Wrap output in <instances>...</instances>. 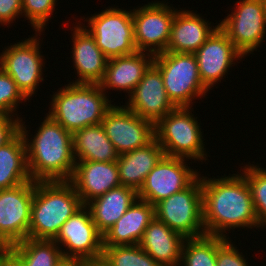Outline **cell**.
Listing matches in <instances>:
<instances>
[{
  "mask_svg": "<svg viewBox=\"0 0 266 266\" xmlns=\"http://www.w3.org/2000/svg\"><path fill=\"white\" fill-rule=\"evenodd\" d=\"M185 239L154 218L145 229L139 246L161 266H179Z\"/></svg>",
  "mask_w": 266,
  "mask_h": 266,
  "instance_id": "603a6c76",
  "label": "cell"
},
{
  "mask_svg": "<svg viewBox=\"0 0 266 266\" xmlns=\"http://www.w3.org/2000/svg\"><path fill=\"white\" fill-rule=\"evenodd\" d=\"M166 1H152L132 9L137 51L153 55L166 52L172 22L178 9Z\"/></svg>",
  "mask_w": 266,
  "mask_h": 266,
  "instance_id": "8fae6325",
  "label": "cell"
},
{
  "mask_svg": "<svg viewBox=\"0 0 266 266\" xmlns=\"http://www.w3.org/2000/svg\"><path fill=\"white\" fill-rule=\"evenodd\" d=\"M153 59V54L141 51L108 59L105 75L99 83L101 89L104 92L108 89L126 91L129 96L153 63Z\"/></svg>",
  "mask_w": 266,
  "mask_h": 266,
  "instance_id": "44dd1931",
  "label": "cell"
},
{
  "mask_svg": "<svg viewBox=\"0 0 266 266\" xmlns=\"http://www.w3.org/2000/svg\"><path fill=\"white\" fill-rule=\"evenodd\" d=\"M101 257L109 266H161L139 244L103 246Z\"/></svg>",
  "mask_w": 266,
  "mask_h": 266,
  "instance_id": "f546056e",
  "label": "cell"
},
{
  "mask_svg": "<svg viewBox=\"0 0 266 266\" xmlns=\"http://www.w3.org/2000/svg\"><path fill=\"white\" fill-rule=\"evenodd\" d=\"M85 261L81 258L62 257L56 266H85Z\"/></svg>",
  "mask_w": 266,
  "mask_h": 266,
  "instance_id": "74e56055",
  "label": "cell"
},
{
  "mask_svg": "<svg viewBox=\"0 0 266 266\" xmlns=\"http://www.w3.org/2000/svg\"><path fill=\"white\" fill-rule=\"evenodd\" d=\"M26 144L19 131L8 143L0 147V190L29 182Z\"/></svg>",
  "mask_w": 266,
  "mask_h": 266,
  "instance_id": "4316f807",
  "label": "cell"
},
{
  "mask_svg": "<svg viewBox=\"0 0 266 266\" xmlns=\"http://www.w3.org/2000/svg\"><path fill=\"white\" fill-rule=\"evenodd\" d=\"M73 25L72 62L76 69L77 80L71 83L99 84L105 75L108 58L96 45L93 36L80 21Z\"/></svg>",
  "mask_w": 266,
  "mask_h": 266,
  "instance_id": "ac0fdd59",
  "label": "cell"
},
{
  "mask_svg": "<svg viewBox=\"0 0 266 266\" xmlns=\"http://www.w3.org/2000/svg\"><path fill=\"white\" fill-rule=\"evenodd\" d=\"M193 10H177L172 22L167 52L195 53L219 27ZM213 27V28H212Z\"/></svg>",
  "mask_w": 266,
  "mask_h": 266,
  "instance_id": "ffe728a7",
  "label": "cell"
},
{
  "mask_svg": "<svg viewBox=\"0 0 266 266\" xmlns=\"http://www.w3.org/2000/svg\"><path fill=\"white\" fill-rule=\"evenodd\" d=\"M108 7L89 18H83L88 26L81 24L93 36L96 45L108 59L136 53L132 9L126 11Z\"/></svg>",
  "mask_w": 266,
  "mask_h": 266,
  "instance_id": "ba28073f",
  "label": "cell"
},
{
  "mask_svg": "<svg viewBox=\"0 0 266 266\" xmlns=\"http://www.w3.org/2000/svg\"><path fill=\"white\" fill-rule=\"evenodd\" d=\"M127 97L125 107L154 124L177 108L167 95L160 70L153 63Z\"/></svg>",
  "mask_w": 266,
  "mask_h": 266,
  "instance_id": "e0dca14e",
  "label": "cell"
},
{
  "mask_svg": "<svg viewBox=\"0 0 266 266\" xmlns=\"http://www.w3.org/2000/svg\"><path fill=\"white\" fill-rule=\"evenodd\" d=\"M233 6V12L227 14L218 25L246 57L257 51L265 40L266 8L263 0H237Z\"/></svg>",
  "mask_w": 266,
  "mask_h": 266,
  "instance_id": "30bf717a",
  "label": "cell"
},
{
  "mask_svg": "<svg viewBox=\"0 0 266 266\" xmlns=\"http://www.w3.org/2000/svg\"><path fill=\"white\" fill-rule=\"evenodd\" d=\"M83 203L70 181H34L29 237L54 240Z\"/></svg>",
  "mask_w": 266,
  "mask_h": 266,
  "instance_id": "3957f363",
  "label": "cell"
},
{
  "mask_svg": "<svg viewBox=\"0 0 266 266\" xmlns=\"http://www.w3.org/2000/svg\"><path fill=\"white\" fill-rule=\"evenodd\" d=\"M101 124L119 155L146 146L155 138L154 123L124 105L114 103Z\"/></svg>",
  "mask_w": 266,
  "mask_h": 266,
  "instance_id": "4fadbf2b",
  "label": "cell"
},
{
  "mask_svg": "<svg viewBox=\"0 0 266 266\" xmlns=\"http://www.w3.org/2000/svg\"><path fill=\"white\" fill-rule=\"evenodd\" d=\"M34 181L0 190V237L12 246L29 237Z\"/></svg>",
  "mask_w": 266,
  "mask_h": 266,
  "instance_id": "9a60e30c",
  "label": "cell"
},
{
  "mask_svg": "<svg viewBox=\"0 0 266 266\" xmlns=\"http://www.w3.org/2000/svg\"><path fill=\"white\" fill-rule=\"evenodd\" d=\"M70 182L74 185L83 205L110 189L121 186L116 161H76Z\"/></svg>",
  "mask_w": 266,
  "mask_h": 266,
  "instance_id": "d6986e66",
  "label": "cell"
},
{
  "mask_svg": "<svg viewBox=\"0 0 266 266\" xmlns=\"http://www.w3.org/2000/svg\"><path fill=\"white\" fill-rule=\"evenodd\" d=\"M163 156V148L155 138L146 146L120 154L116 164L121 185L138 192L146 176Z\"/></svg>",
  "mask_w": 266,
  "mask_h": 266,
  "instance_id": "cb8c5ba5",
  "label": "cell"
},
{
  "mask_svg": "<svg viewBox=\"0 0 266 266\" xmlns=\"http://www.w3.org/2000/svg\"><path fill=\"white\" fill-rule=\"evenodd\" d=\"M73 154L75 161L114 162L119 157L102 124L73 134Z\"/></svg>",
  "mask_w": 266,
  "mask_h": 266,
  "instance_id": "484cf974",
  "label": "cell"
},
{
  "mask_svg": "<svg viewBox=\"0 0 266 266\" xmlns=\"http://www.w3.org/2000/svg\"><path fill=\"white\" fill-rule=\"evenodd\" d=\"M85 266H109V265L101 257V258H97V259L86 260Z\"/></svg>",
  "mask_w": 266,
  "mask_h": 266,
  "instance_id": "f35d334b",
  "label": "cell"
},
{
  "mask_svg": "<svg viewBox=\"0 0 266 266\" xmlns=\"http://www.w3.org/2000/svg\"><path fill=\"white\" fill-rule=\"evenodd\" d=\"M10 246L0 237V252L6 251Z\"/></svg>",
  "mask_w": 266,
  "mask_h": 266,
  "instance_id": "ab89813d",
  "label": "cell"
},
{
  "mask_svg": "<svg viewBox=\"0 0 266 266\" xmlns=\"http://www.w3.org/2000/svg\"><path fill=\"white\" fill-rule=\"evenodd\" d=\"M201 179L206 235L229 238L226 231L231 229H260L251 191L241 171L219 178L201 176Z\"/></svg>",
  "mask_w": 266,
  "mask_h": 266,
  "instance_id": "6da1fadb",
  "label": "cell"
},
{
  "mask_svg": "<svg viewBox=\"0 0 266 266\" xmlns=\"http://www.w3.org/2000/svg\"><path fill=\"white\" fill-rule=\"evenodd\" d=\"M0 266H25L22 259L9 248L0 252Z\"/></svg>",
  "mask_w": 266,
  "mask_h": 266,
  "instance_id": "8d00e7d4",
  "label": "cell"
},
{
  "mask_svg": "<svg viewBox=\"0 0 266 266\" xmlns=\"http://www.w3.org/2000/svg\"><path fill=\"white\" fill-rule=\"evenodd\" d=\"M227 239L218 249L216 256V266H249L242 252Z\"/></svg>",
  "mask_w": 266,
  "mask_h": 266,
  "instance_id": "836d02e7",
  "label": "cell"
},
{
  "mask_svg": "<svg viewBox=\"0 0 266 266\" xmlns=\"http://www.w3.org/2000/svg\"><path fill=\"white\" fill-rule=\"evenodd\" d=\"M10 248L25 266H56L63 254L54 240L26 238Z\"/></svg>",
  "mask_w": 266,
  "mask_h": 266,
  "instance_id": "83f0119b",
  "label": "cell"
},
{
  "mask_svg": "<svg viewBox=\"0 0 266 266\" xmlns=\"http://www.w3.org/2000/svg\"><path fill=\"white\" fill-rule=\"evenodd\" d=\"M112 102L99 84L70 82L52 95L47 114L74 134L87 126L101 124Z\"/></svg>",
  "mask_w": 266,
  "mask_h": 266,
  "instance_id": "277c9868",
  "label": "cell"
},
{
  "mask_svg": "<svg viewBox=\"0 0 266 266\" xmlns=\"http://www.w3.org/2000/svg\"><path fill=\"white\" fill-rule=\"evenodd\" d=\"M35 136L20 119V132L26 144L27 167L33 181H70L75 171L73 134L48 114ZM29 131V132H28ZM30 135V136H29ZM29 137V138H28Z\"/></svg>",
  "mask_w": 266,
  "mask_h": 266,
  "instance_id": "7a4b0ae2",
  "label": "cell"
},
{
  "mask_svg": "<svg viewBox=\"0 0 266 266\" xmlns=\"http://www.w3.org/2000/svg\"><path fill=\"white\" fill-rule=\"evenodd\" d=\"M154 218V206L137 199L124 215L103 234V246L139 244L145 229Z\"/></svg>",
  "mask_w": 266,
  "mask_h": 266,
  "instance_id": "7402d4cb",
  "label": "cell"
},
{
  "mask_svg": "<svg viewBox=\"0 0 266 266\" xmlns=\"http://www.w3.org/2000/svg\"><path fill=\"white\" fill-rule=\"evenodd\" d=\"M227 239L211 235L185 239L179 266H216L217 249Z\"/></svg>",
  "mask_w": 266,
  "mask_h": 266,
  "instance_id": "f1b7e54d",
  "label": "cell"
},
{
  "mask_svg": "<svg viewBox=\"0 0 266 266\" xmlns=\"http://www.w3.org/2000/svg\"><path fill=\"white\" fill-rule=\"evenodd\" d=\"M27 100L16 82L0 67V115L18 117L17 107Z\"/></svg>",
  "mask_w": 266,
  "mask_h": 266,
  "instance_id": "d6a6232c",
  "label": "cell"
},
{
  "mask_svg": "<svg viewBox=\"0 0 266 266\" xmlns=\"http://www.w3.org/2000/svg\"><path fill=\"white\" fill-rule=\"evenodd\" d=\"M54 241L63 257L91 260L102 256L103 235L97 230L85 205L62 225Z\"/></svg>",
  "mask_w": 266,
  "mask_h": 266,
  "instance_id": "5bb4252c",
  "label": "cell"
},
{
  "mask_svg": "<svg viewBox=\"0 0 266 266\" xmlns=\"http://www.w3.org/2000/svg\"><path fill=\"white\" fill-rule=\"evenodd\" d=\"M20 117L0 115V147L20 131Z\"/></svg>",
  "mask_w": 266,
  "mask_h": 266,
  "instance_id": "d590c367",
  "label": "cell"
},
{
  "mask_svg": "<svg viewBox=\"0 0 266 266\" xmlns=\"http://www.w3.org/2000/svg\"><path fill=\"white\" fill-rule=\"evenodd\" d=\"M138 199V192L126 186L110 189L105 194L87 203L97 230L107 232Z\"/></svg>",
  "mask_w": 266,
  "mask_h": 266,
  "instance_id": "d4e9b609",
  "label": "cell"
},
{
  "mask_svg": "<svg viewBox=\"0 0 266 266\" xmlns=\"http://www.w3.org/2000/svg\"><path fill=\"white\" fill-rule=\"evenodd\" d=\"M153 64L160 70L170 101L176 107H192L193 99L207 95L194 53L162 52L154 55Z\"/></svg>",
  "mask_w": 266,
  "mask_h": 266,
  "instance_id": "8992f818",
  "label": "cell"
},
{
  "mask_svg": "<svg viewBox=\"0 0 266 266\" xmlns=\"http://www.w3.org/2000/svg\"><path fill=\"white\" fill-rule=\"evenodd\" d=\"M56 2L57 0H22V15L29 20L28 23L35 32L45 30L44 27L55 11Z\"/></svg>",
  "mask_w": 266,
  "mask_h": 266,
  "instance_id": "1f68e13d",
  "label": "cell"
},
{
  "mask_svg": "<svg viewBox=\"0 0 266 266\" xmlns=\"http://www.w3.org/2000/svg\"><path fill=\"white\" fill-rule=\"evenodd\" d=\"M248 163L240 171L249 185L259 226L263 229L266 227V168Z\"/></svg>",
  "mask_w": 266,
  "mask_h": 266,
  "instance_id": "4dcf8cb0",
  "label": "cell"
},
{
  "mask_svg": "<svg viewBox=\"0 0 266 266\" xmlns=\"http://www.w3.org/2000/svg\"><path fill=\"white\" fill-rule=\"evenodd\" d=\"M35 34L21 42L10 44L0 53V67L16 82L28 101L38 91L39 83L45 80L42 76L45 61L39 50L42 41L39 36L42 32Z\"/></svg>",
  "mask_w": 266,
  "mask_h": 266,
  "instance_id": "9c48e42d",
  "label": "cell"
},
{
  "mask_svg": "<svg viewBox=\"0 0 266 266\" xmlns=\"http://www.w3.org/2000/svg\"><path fill=\"white\" fill-rule=\"evenodd\" d=\"M263 3H264V7L266 8V0H263Z\"/></svg>",
  "mask_w": 266,
  "mask_h": 266,
  "instance_id": "60d3db41",
  "label": "cell"
},
{
  "mask_svg": "<svg viewBox=\"0 0 266 266\" xmlns=\"http://www.w3.org/2000/svg\"><path fill=\"white\" fill-rule=\"evenodd\" d=\"M185 161L188 162V159L164 155L146 176L138 191V199L154 206L187 188L199 176V171L192 169Z\"/></svg>",
  "mask_w": 266,
  "mask_h": 266,
  "instance_id": "7c38bea8",
  "label": "cell"
},
{
  "mask_svg": "<svg viewBox=\"0 0 266 266\" xmlns=\"http://www.w3.org/2000/svg\"><path fill=\"white\" fill-rule=\"evenodd\" d=\"M194 54L201 81L209 92L216 83L225 78L230 67L236 64L237 60L244 58L219 27Z\"/></svg>",
  "mask_w": 266,
  "mask_h": 266,
  "instance_id": "2e32d148",
  "label": "cell"
},
{
  "mask_svg": "<svg viewBox=\"0 0 266 266\" xmlns=\"http://www.w3.org/2000/svg\"><path fill=\"white\" fill-rule=\"evenodd\" d=\"M19 16H22V0H0L1 25L14 23Z\"/></svg>",
  "mask_w": 266,
  "mask_h": 266,
  "instance_id": "e575fe53",
  "label": "cell"
},
{
  "mask_svg": "<svg viewBox=\"0 0 266 266\" xmlns=\"http://www.w3.org/2000/svg\"><path fill=\"white\" fill-rule=\"evenodd\" d=\"M191 107H177L154 124L155 139L165 156L208 160L204 136Z\"/></svg>",
  "mask_w": 266,
  "mask_h": 266,
  "instance_id": "5b68a950",
  "label": "cell"
},
{
  "mask_svg": "<svg viewBox=\"0 0 266 266\" xmlns=\"http://www.w3.org/2000/svg\"><path fill=\"white\" fill-rule=\"evenodd\" d=\"M154 213L156 219L186 239L206 235L201 174L184 190L156 203Z\"/></svg>",
  "mask_w": 266,
  "mask_h": 266,
  "instance_id": "52a82bcc",
  "label": "cell"
}]
</instances>
